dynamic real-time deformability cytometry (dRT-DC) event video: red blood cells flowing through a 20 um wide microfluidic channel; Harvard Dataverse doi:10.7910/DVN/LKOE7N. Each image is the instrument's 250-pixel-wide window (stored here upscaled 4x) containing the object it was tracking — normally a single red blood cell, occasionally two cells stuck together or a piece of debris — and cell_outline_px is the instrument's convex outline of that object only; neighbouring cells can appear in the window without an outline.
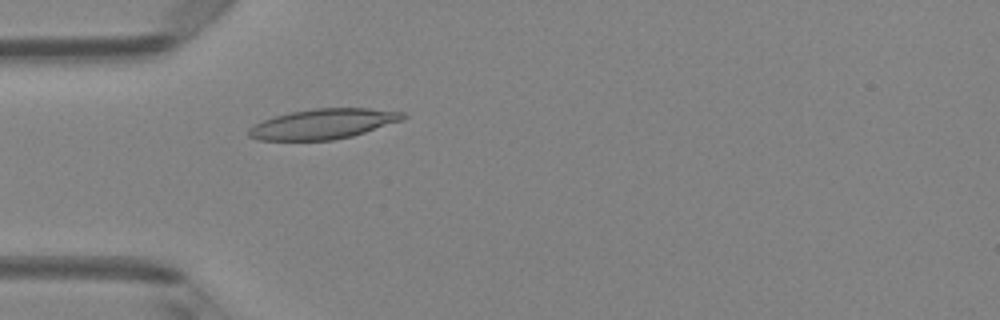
{"species": "Egyptian fruit bat (a non-hibernating species)", "species_latin": "Rousettus aegyptiacus", "temperature_condition": "room temperature", "stored_images_in_passage": 5, "camera_frame_rate_fps": 3000, "um_per_image_px": 0.085, "animal": {"sex": "female"}, "frame": {"image": 1, "passage_image": 5, "time_ms": 1.333, "image_size_px": [1000, 320], "cell_outline_px": [[408, 116], [404, 120], [352, 136], [332, 140], [260, 140], [248, 136], [248, 128], [264, 120], [276, 116], [292, 112], [316, 108], [368, 108], [404, 112]], "centroid_in_image_um": [27.52, 10.53], "position_along_channel_um": 57.5, "area_um2": 26.93}}